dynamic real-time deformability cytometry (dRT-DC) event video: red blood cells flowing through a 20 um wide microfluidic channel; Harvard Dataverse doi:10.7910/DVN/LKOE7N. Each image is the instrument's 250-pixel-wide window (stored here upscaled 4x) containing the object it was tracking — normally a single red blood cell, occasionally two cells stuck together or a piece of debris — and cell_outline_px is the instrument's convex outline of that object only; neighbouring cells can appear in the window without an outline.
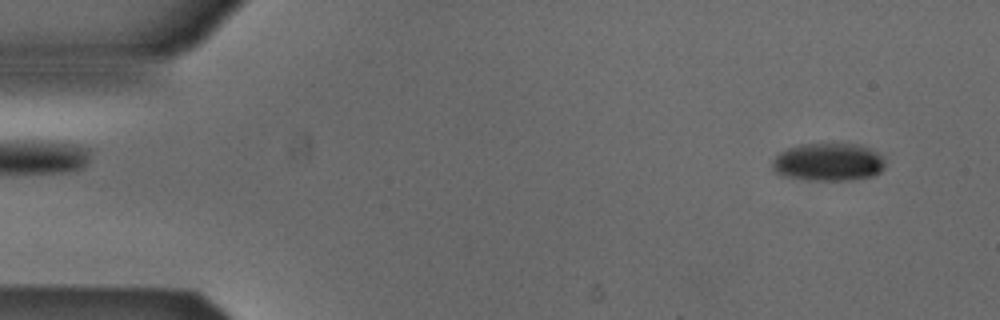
{"species": "Egyptian fruit bat (a non-hibernating species)", "species_latin": "Rousettus aegyptiacus", "temperature_condition": "cold", "stored_images_in_passage": 4, "camera_frame_rate_fps": 3000, "um_per_image_px": 0.085, "animal": {"sex": "male"}, "frame": {"image": 1, "passage_image": 1, "time_ms": 0.0, "image_size_px": [1000, 320], "cell_outline_px": [[884, 168], [880, 172], [872, 176], [852, 180], [812, 180], [784, 176], [776, 172], [772, 168], [772, 160], [780, 152], [788, 148], [800, 144], [856, 144], [868, 148], [884, 156]], "centroid_in_image_um": [70.41, 13.78], "position_along_channel_um": 14.6, "area_um2": 24.85}}
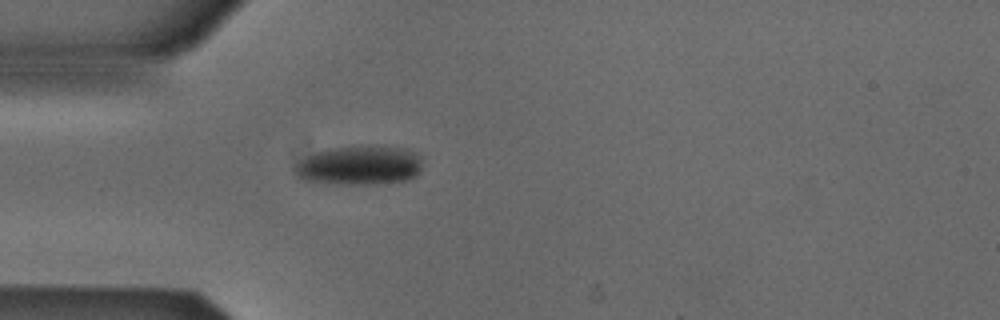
{"frame": {"image": 2, "passage_image": 4, "time_ms": 1.0, "image_size_px": [1000, 320], "cell_outline_px": [[420, 172], [416, 176], [404, 180], [368, 184], [336, 184], [304, 180], [296, 172], [296, 164], [300, 160], [316, 152], [328, 148], [352, 144], [376, 144], [408, 148], [420, 156]], "centroid_in_image_um": [30.59, 14.0], "position_along_channel_um": 54.4, "area_um2": 29.65}}